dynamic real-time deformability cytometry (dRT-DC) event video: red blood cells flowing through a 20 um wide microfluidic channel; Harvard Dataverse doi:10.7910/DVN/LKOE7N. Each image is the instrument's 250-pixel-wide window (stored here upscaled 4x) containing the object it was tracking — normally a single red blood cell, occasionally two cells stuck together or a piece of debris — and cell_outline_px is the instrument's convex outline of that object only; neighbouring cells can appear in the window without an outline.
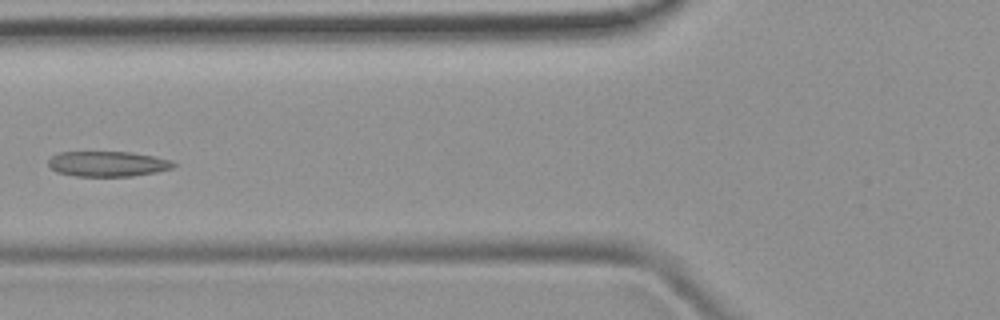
{"species": "common noctule bat (a hibernating species)", "species_latin": "Nyctalus noctula", "temperature_condition": "room temperature", "stored_images_in_passage": 6, "camera_frame_rate_fps": 3000, "um_per_image_px": 0.085, "animal": {"sex": "female", "body_mass_g": 19.9}, "frame": {"image": 1, "passage_image": 5, "time_ms": 5.333, "image_size_px": [1000, 320], "cell_outline_px": [[176, 164], [172, 168], [156, 172], [132, 176], [76, 176], [56, 172], [48, 164], [48, 160], [52, 156], [60, 152], [132, 152], [172, 160]], "centroid_in_image_um": [9.15, 13.93], "position_along_channel_um": 116.6, "area_um2": 18.38}}
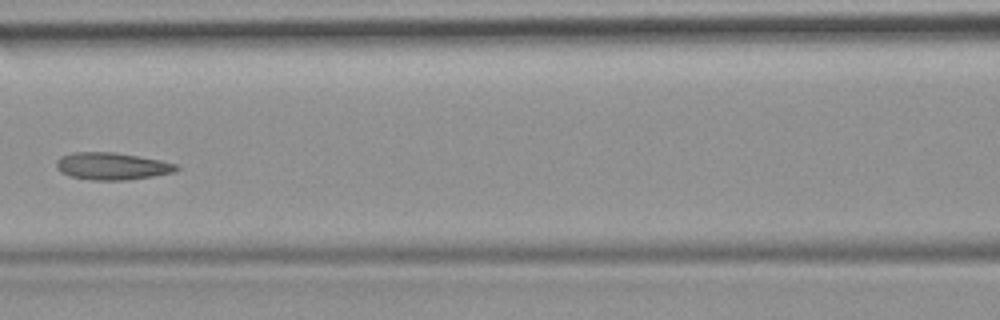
{"frame": {"image": 2, "passage_image": 6, "time_ms": 6.333, "image_size_px": [1000, 320], "cell_outline_px": [[180, 168], [172, 172], [152, 176], [128, 180], [92, 180], [68, 176], [60, 172], [56, 168], [56, 160], [60, 156], [72, 152], [116, 152], [160, 160], [176, 164]], "centroid_in_image_um": [9.46, 14.12], "position_along_channel_um": 157.1, "area_um2": 19.13}}